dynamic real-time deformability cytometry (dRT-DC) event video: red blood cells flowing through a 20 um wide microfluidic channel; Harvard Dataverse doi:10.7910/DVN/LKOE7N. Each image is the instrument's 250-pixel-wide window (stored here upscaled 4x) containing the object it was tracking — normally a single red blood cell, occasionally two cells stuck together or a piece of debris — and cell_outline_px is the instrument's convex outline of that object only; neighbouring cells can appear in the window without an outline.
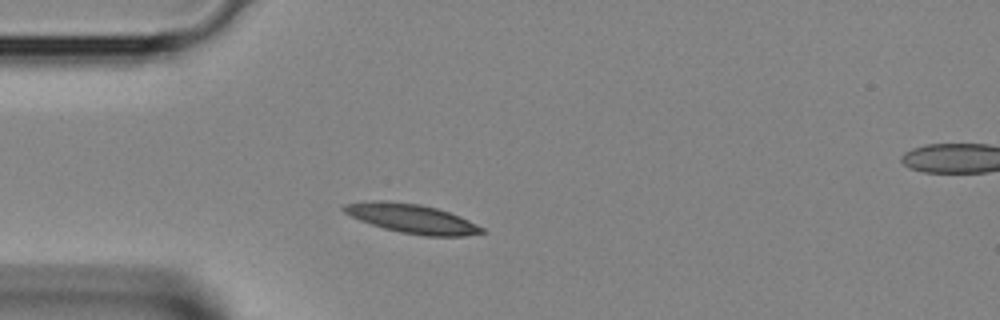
{"species": "Egyptian fruit bat (a non-hibernating species)", "species_latin": "Rousettus aegyptiacus", "temperature_condition": "room temperature", "stored_images_in_passage": 2, "segment_of_instrument_passage": [1, 2], "camera_frame_rate_fps": 3000, "um_per_image_px": 0.085, "animal": {"sex": "female"}, "frame": {"image": 1, "passage_image": 1, "time_ms": 0.0, "image_size_px": [1000, 320], "cell_outline_px": [[484, 232], [464, 236], [424, 236], [400, 232], [384, 228], [360, 220], [344, 212], [340, 208], [344, 204], [368, 200], [384, 200], [420, 204], [436, 208], [460, 216], [484, 228]], "centroid_in_image_um": [34.98, 18.57], "position_along_channel_um": 50.0, "area_um2": 23.35}}